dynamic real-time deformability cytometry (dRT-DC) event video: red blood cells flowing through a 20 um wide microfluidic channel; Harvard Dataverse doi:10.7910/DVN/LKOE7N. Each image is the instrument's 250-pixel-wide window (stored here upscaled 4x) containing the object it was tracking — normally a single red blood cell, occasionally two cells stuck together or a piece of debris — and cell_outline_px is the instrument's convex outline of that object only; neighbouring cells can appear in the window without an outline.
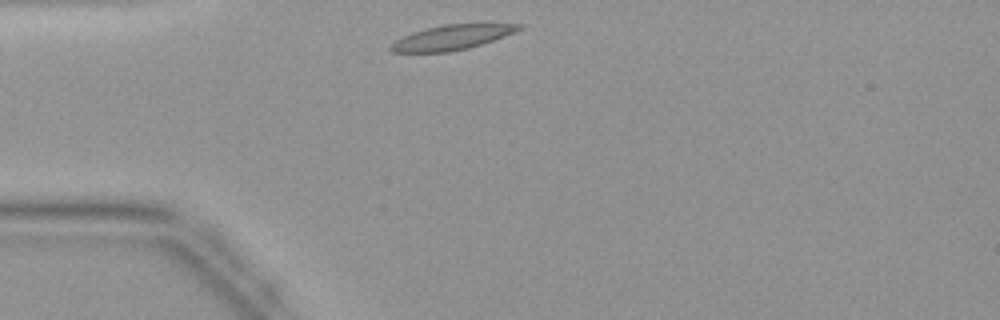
{"species": "common noctule bat (a hibernating species)", "species_latin": "Nyctalus noctula", "temperature_condition": "warm", "stored_images_in_passage": 26, "camera_frame_rate_fps": 3000, "um_per_image_px": 0.085, "animal": {"sex": "female", "body_mass_g": 19.9}, "frame": {"image": 1, "passage_image": 1, "time_ms": 0.0, "image_size_px": [1000, 320], "cell_outline_px": [[524, 28], [504, 36], [468, 48], [448, 52], [392, 52], [388, 48], [396, 40], [412, 32], [424, 28], [444, 24], [480, 20], [524, 24]], "centroid_in_image_um": [38.55, 3.1], "position_along_channel_um": 46.5, "area_um2": 19.48}}
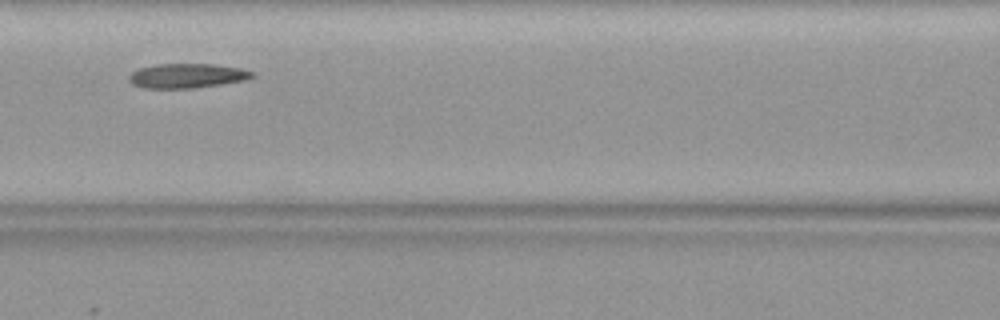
{"frame": {"image": 2, "passage_image": 9, "time_ms": 2.667, "image_size_px": [1000, 320], "cell_outline_px": [[256, 76], [244, 80], [196, 88], [144, 88], [132, 84], [128, 80], [128, 76], [132, 72], [140, 68], [156, 64], [212, 64], [240, 68], [252, 72]], "centroid_in_image_um": [15.86, 6.44], "position_along_channel_um": 150.7, "area_um2": 17.51}}
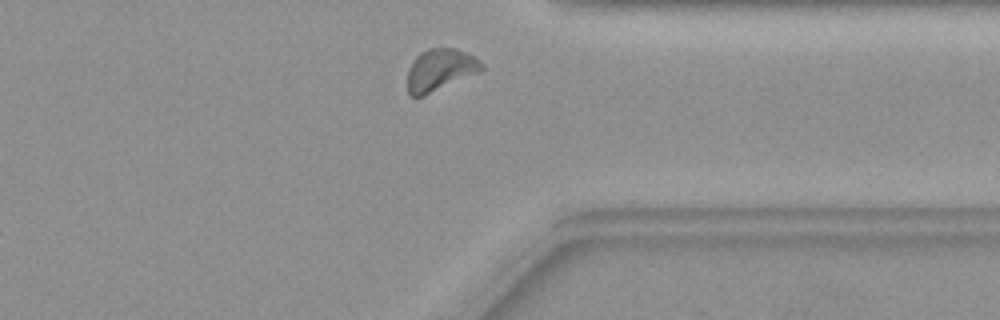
{"frame": {"image": 3, "passage_image": 24, "time_ms": 7.667, "image_size_px": [1000, 320], "cell_outline_px": [[484, 68], [480, 72], [424, 96], [412, 96], [408, 92], [408, 68], [412, 60], [420, 52], [428, 48], [456, 48], [480, 60], [484, 64]], "centroid_in_image_um": [37.41, 5.93], "position_along_channel_um": 374.0, "area_um2": 18.21}}